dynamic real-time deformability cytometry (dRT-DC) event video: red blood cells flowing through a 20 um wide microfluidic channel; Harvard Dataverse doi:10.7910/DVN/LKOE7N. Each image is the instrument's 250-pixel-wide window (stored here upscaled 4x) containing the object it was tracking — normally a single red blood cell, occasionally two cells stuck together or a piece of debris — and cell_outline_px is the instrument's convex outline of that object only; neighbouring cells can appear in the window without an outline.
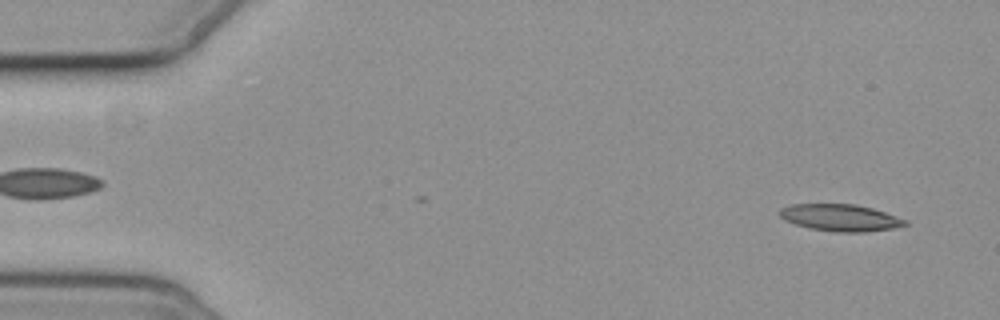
{"species": "common noctule bat (a hibernating species)", "species_latin": "Nyctalus noctula", "temperature_condition": "cold", "stored_images_in_passage": 2, "camera_frame_rate_fps": 3000, "um_per_image_px": 0.085, "animal": {"sex": "female", "body_mass_g": 19.3, "forearm_length_mm": 54.1}, "frame": {"image": 1, "passage_image": 2, "time_ms": 1.333, "image_size_px": [1000, 320], "cell_outline_px": [[908, 224], [892, 228], [864, 232], [836, 232], [812, 228], [796, 224], [784, 220], [780, 216], [780, 208], [792, 204], [856, 204], [872, 208], [908, 220]], "centroid_in_image_um": [71.43, 18.49], "position_along_channel_um": 13.6, "area_um2": 19.48}}